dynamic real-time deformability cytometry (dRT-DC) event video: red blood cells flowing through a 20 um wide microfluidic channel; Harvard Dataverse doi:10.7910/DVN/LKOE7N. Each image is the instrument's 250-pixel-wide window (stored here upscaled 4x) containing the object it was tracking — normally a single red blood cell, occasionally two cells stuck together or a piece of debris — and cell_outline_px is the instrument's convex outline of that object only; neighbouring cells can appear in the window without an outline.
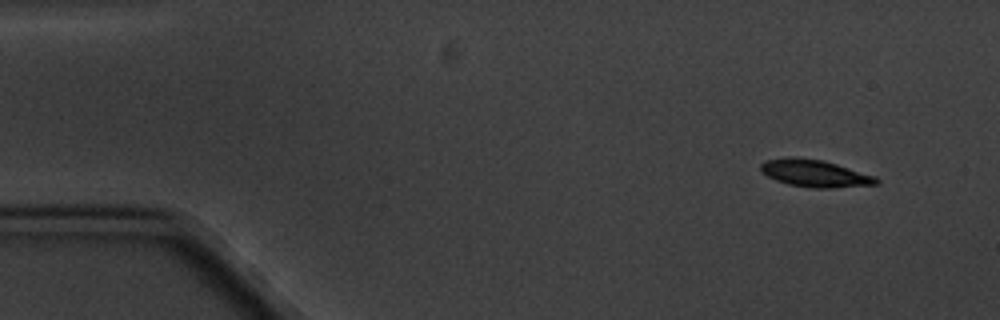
{"species": "common noctule bat (a hibernating species)", "species_latin": "Nyctalus noctula", "temperature_condition": "cold", "stored_images_in_passage": 11, "camera_frame_rate_fps": 3000, "um_per_image_px": 0.085, "animal": {"sex": "male", "body_mass_g": 20.1, "forearm_length_mm": 53.5}, "frame": {"image": 1, "passage_image": 1, "time_ms": 0.0, "image_size_px": [1000, 320], "cell_outline_px": [[880, 184], [832, 188], [812, 188], [788, 184], [776, 180], [760, 172], [760, 164], [764, 160], [792, 156], [824, 160], [876, 176], [880, 180]], "centroid_in_image_um": [69.27, 14.73], "position_along_channel_um": 15.7, "area_um2": 18.61}}
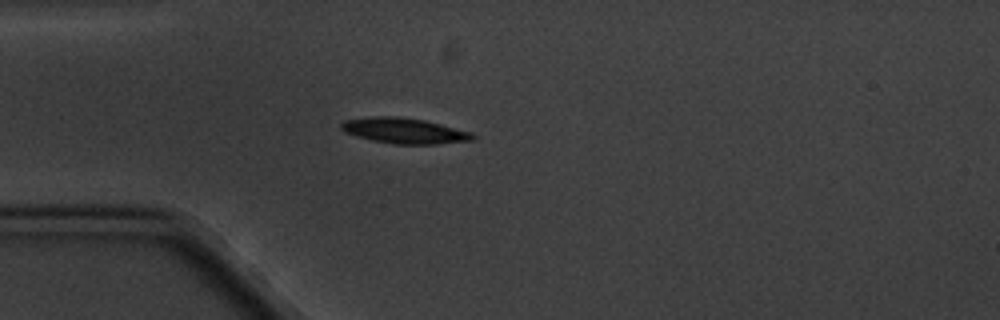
{"frame": {"image": 2, "passage_image": 4, "time_ms": 3.667, "image_size_px": [1000, 320], "cell_outline_px": [[476, 136], [472, 140], [436, 144], [392, 144], [372, 140], [356, 136], [344, 132], [340, 128], [340, 124], [344, 120], [372, 116], [396, 116], [424, 120], [472, 132]], "centroid_in_image_um": [34.33, 11.11], "position_along_channel_um": 50.7, "area_um2": 19.59}}